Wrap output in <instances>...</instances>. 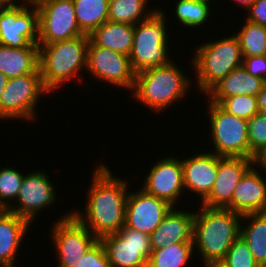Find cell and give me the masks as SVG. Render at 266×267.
Wrapping results in <instances>:
<instances>
[{"mask_svg":"<svg viewBox=\"0 0 266 267\" xmlns=\"http://www.w3.org/2000/svg\"><path fill=\"white\" fill-rule=\"evenodd\" d=\"M8 5L5 0H0V13Z\"/></svg>","mask_w":266,"mask_h":267,"instance_id":"obj_44","label":"cell"},{"mask_svg":"<svg viewBox=\"0 0 266 267\" xmlns=\"http://www.w3.org/2000/svg\"><path fill=\"white\" fill-rule=\"evenodd\" d=\"M178 66L172 60L168 65L137 73L131 96L136 102H140L157 114L167 107L170 108L175 102L183 100L193 85L191 78Z\"/></svg>","mask_w":266,"mask_h":267,"instance_id":"obj_4","label":"cell"},{"mask_svg":"<svg viewBox=\"0 0 266 267\" xmlns=\"http://www.w3.org/2000/svg\"><path fill=\"white\" fill-rule=\"evenodd\" d=\"M256 160L244 157L218 156L217 176L209 195L199 204L209 208H225L234 190Z\"/></svg>","mask_w":266,"mask_h":267,"instance_id":"obj_17","label":"cell"},{"mask_svg":"<svg viewBox=\"0 0 266 267\" xmlns=\"http://www.w3.org/2000/svg\"><path fill=\"white\" fill-rule=\"evenodd\" d=\"M8 4H11V3H19L20 1L21 2H25V0H5ZM17 1V2H16Z\"/></svg>","mask_w":266,"mask_h":267,"instance_id":"obj_45","label":"cell"},{"mask_svg":"<svg viewBox=\"0 0 266 267\" xmlns=\"http://www.w3.org/2000/svg\"><path fill=\"white\" fill-rule=\"evenodd\" d=\"M52 228L50 237L56 248L58 267H76L80 257L99 240L71 211L60 216Z\"/></svg>","mask_w":266,"mask_h":267,"instance_id":"obj_9","label":"cell"},{"mask_svg":"<svg viewBox=\"0 0 266 267\" xmlns=\"http://www.w3.org/2000/svg\"><path fill=\"white\" fill-rule=\"evenodd\" d=\"M243 67L250 75L266 81V55L243 57Z\"/></svg>","mask_w":266,"mask_h":267,"instance_id":"obj_36","label":"cell"},{"mask_svg":"<svg viewBox=\"0 0 266 267\" xmlns=\"http://www.w3.org/2000/svg\"><path fill=\"white\" fill-rule=\"evenodd\" d=\"M37 6L8 4L0 13V44L11 48L39 47Z\"/></svg>","mask_w":266,"mask_h":267,"instance_id":"obj_10","label":"cell"},{"mask_svg":"<svg viewBox=\"0 0 266 267\" xmlns=\"http://www.w3.org/2000/svg\"><path fill=\"white\" fill-rule=\"evenodd\" d=\"M255 0H233L236 5H240V7L247 9L254 3Z\"/></svg>","mask_w":266,"mask_h":267,"instance_id":"obj_42","label":"cell"},{"mask_svg":"<svg viewBox=\"0 0 266 267\" xmlns=\"http://www.w3.org/2000/svg\"><path fill=\"white\" fill-rule=\"evenodd\" d=\"M235 35L239 39L243 57L266 55V26L245 20Z\"/></svg>","mask_w":266,"mask_h":267,"instance_id":"obj_29","label":"cell"},{"mask_svg":"<svg viewBox=\"0 0 266 267\" xmlns=\"http://www.w3.org/2000/svg\"><path fill=\"white\" fill-rule=\"evenodd\" d=\"M80 31L90 35L108 21L109 0H72Z\"/></svg>","mask_w":266,"mask_h":267,"instance_id":"obj_26","label":"cell"},{"mask_svg":"<svg viewBox=\"0 0 266 267\" xmlns=\"http://www.w3.org/2000/svg\"><path fill=\"white\" fill-rule=\"evenodd\" d=\"M164 9L158 8L149 18L134 25V39L129 59L133 71L137 74L149 68L168 65L169 33ZM170 56V57H169Z\"/></svg>","mask_w":266,"mask_h":267,"instance_id":"obj_6","label":"cell"},{"mask_svg":"<svg viewBox=\"0 0 266 267\" xmlns=\"http://www.w3.org/2000/svg\"><path fill=\"white\" fill-rule=\"evenodd\" d=\"M141 188L148 194L165 200L173 207L184 196L182 159L177 156L164 157L155 161ZM177 203V204H176Z\"/></svg>","mask_w":266,"mask_h":267,"instance_id":"obj_15","label":"cell"},{"mask_svg":"<svg viewBox=\"0 0 266 267\" xmlns=\"http://www.w3.org/2000/svg\"><path fill=\"white\" fill-rule=\"evenodd\" d=\"M98 164L86 192V208L71 213L96 237L117 233L125 225L129 180L114 176L110 167Z\"/></svg>","mask_w":266,"mask_h":267,"instance_id":"obj_1","label":"cell"},{"mask_svg":"<svg viewBox=\"0 0 266 267\" xmlns=\"http://www.w3.org/2000/svg\"><path fill=\"white\" fill-rule=\"evenodd\" d=\"M193 243H174L151 251L147 267H186L193 257Z\"/></svg>","mask_w":266,"mask_h":267,"instance_id":"obj_28","label":"cell"},{"mask_svg":"<svg viewBox=\"0 0 266 267\" xmlns=\"http://www.w3.org/2000/svg\"><path fill=\"white\" fill-rule=\"evenodd\" d=\"M112 267H147L151 254L150 235L125 225L99 238Z\"/></svg>","mask_w":266,"mask_h":267,"instance_id":"obj_11","label":"cell"},{"mask_svg":"<svg viewBox=\"0 0 266 267\" xmlns=\"http://www.w3.org/2000/svg\"><path fill=\"white\" fill-rule=\"evenodd\" d=\"M249 158L256 160L266 150V114L257 113L247 120Z\"/></svg>","mask_w":266,"mask_h":267,"instance_id":"obj_32","label":"cell"},{"mask_svg":"<svg viewBox=\"0 0 266 267\" xmlns=\"http://www.w3.org/2000/svg\"><path fill=\"white\" fill-rule=\"evenodd\" d=\"M149 0H109L108 21L136 25L149 18L158 6L152 9Z\"/></svg>","mask_w":266,"mask_h":267,"instance_id":"obj_27","label":"cell"},{"mask_svg":"<svg viewBox=\"0 0 266 267\" xmlns=\"http://www.w3.org/2000/svg\"><path fill=\"white\" fill-rule=\"evenodd\" d=\"M219 105L229 114L249 120L258 111L257 98L251 95L232 96L224 98Z\"/></svg>","mask_w":266,"mask_h":267,"instance_id":"obj_33","label":"cell"},{"mask_svg":"<svg viewBox=\"0 0 266 267\" xmlns=\"http://www.w3.org/2000/svg\"><path fill=\"white\" fill-rule=\"evenodd\" d=\"M263 176L262 169L254 164L236 186L225 208L240 215L266 212V176Z\"/></svg>","mask_w":266,"mask_h":267,"instance_id":"obj_18","label":"cell"},{"mask_svg":"<svg viewBox=\"0 0 266 267\" xmlns=\"http://www.w3.org/2000/svg\"><path fill=\"white\" fill-rule=\"evenodd\" d=\"M47 93L50 94L39 68L31 74L8 79L0 100V119L35 120L39 99Z\"/></svg>","mask_w":266,"mask_h":267,"instance_id":"obj_8","label":"cell"},{"mask_svg":"<svg viewBox=\"0 0 266 267\" xmlns=\"http://www.w3.org/2000/svg\"><path fill=\"white\" fill-rule=\"evenodd\" d=\"M193 55L190 62L195 71V88L204 95L243 65L240 42L234 32L230 36L199 44Z\"/></svg>","mask_w":266,"mask_h":267,"instance_id":"obj_5","label":"cell"},{"mask_svg":"<svg viewBox=\"0 0 266 267\" xmlns=\"http://www.w3.org/2000/svg\"><path fill=\"white\" fill-rule=\"evenodd\" d=\"M201 265H203V267H228L223 260L207 261Z\"/></svg>","mask_w":266,"mask_h":267,"instance_id":"obj_40","label":"cell"},{"mask_svg":"<svg viewBox=\"0 0 266 267\" xmlns=\"http://www.w3.org/2000/svg\"><path fill=\"white\" fill-rule=\"evenodd\" d=\"M223 261L228 267H261L240 236L233 242Z\"/></svg>","mask_w":266,"mask_h":267,"instance_id":"obj_34","label":"cell"},{"mask_svg":"<svg viewBox=\"0 0 266 267\" xmlns=\"http://www.w3.org/2000/svg\"><path fill=\"white\" fill-rule=\"evenodd\" d=\"M173 208L165 200L146 193L142 188L129 190L125 226L151 235Z\"/></svg>","mask_w":266,"mask_h":267,"instance_id":"obj_16","label":"cell"},{"mask_svg":"<svg viewBox=\"0 0 266 267\" xmlns=\"http://www.w3.org/2000/svg\"><path fill=\"white\" fill-rule=\"evenodd\" d=\"M7 82H8V78L0 72V100L2 97V93L4 89L6 88Z\"/></svg>","mask_w":266,"mask_h":267,"instance_id":"obj_41","label":"cell"},{"mask_svg":"<svg viewBox=\"0 0 266 267\" xmlns=\"http://www.w3.org/2000/svg\"><path fill=\"white\" fill-rule=\"evenodd\" d=\"M210 151H202L182 160L185 192L188 189L199 196L201 202L209 195L217 176L218 155Z\"/></svg>","mask_w":266,"mask_h":267,"instance_id":"obj_19","label":"cell"},{"mask_svg":"<svg viewBox=\"0 0 266 267\" xmlns=\"http://www.w3.org/2000/svg\"><path fill=\"white\" fill-rule=\"evenodd\" d=\"M256 164L262 169V171L266 172V150L256 158Z\"/></svg>","mask_w":266,"mask_h":267,"instance_id":"obj_39","label":"cell"},{"mask_svg":"<svg viewBox=\"0 0 266 267\" xmlns=\"http://www.w3.org/2000/svg\"><path fill=\"white\" fill-rule=\"evenodd\" d=\"M31 223L4 209H0V267H15L16 256Z\"/></svg>","mask_w":266,"mask_h":267,"instance_id":"obj_21","label":"cell"},{"mask_svg":"<svg viewBox=\"0 0 266 267\" xmlns=\"http://www.w3.org/2000/svg\"><path fill=\"white\" fill-rule=\"evenodd\" d=\"M207 101L213 153L218 156L249 158L247 120L229 114L209 99Z\"/></svg>","mask_w":266,"mask_h":267,"instance_id":"obj_7","label":"cell"},{"mask_svg":"<svg viewBox=\"0 0 266 267\" xmlns=\"http://www.w3.org/2000/svg\"><path fill=\"white\" fill-rule=\"evenodd\" d=\"M240 237L246 242L255 261L266 267V212L242 215Z\"/></svg>","mask_w":266,"mask_h":267,"instance_id":"obj_25","label":"cell"},{"mask_svg":"<svg viewBox=\"0 0 266 267\" xmlns=\"http://www.w3.org/2000/svg\"><path fill=\"white\" fill-rule=\"evenodd\" d=\"M264 82L263 79L250 75L242 65L230 72L206 96L211 102L217 104L224 98L232 96L251 95L256 97Z\"/></svg>","mask_w":266,"mask_h":267,"instance_id":"obj_22","label":"cell"},{"mask_svg":"<svg viewBox=\"0 0 266 267\" xmlns=\"http://www.w3.org/2000/svg\"><path fill=\"white\" fill-rule=\"evenodd\" d=\"M39 68V47L11 48L0 44V72L8 79Z\"/></svg>","mask_w":266,"mask_h":267,"instance_id":"obj_23","label":"cell"},{"mask_svg":"<svg viewBox=\"0 0 266 267\" xmlns=\"http://www.w3.org/2000/svg\"><path fill=\"white\" fill-rule=\"evenodd\" d=\"M37 9L38 43H54L84 35L78 27L72 0H45Z\"/></svg>","mask_w":266,"mask_h":267,"instance_id":"obj_13","label":"cell"},{"mask_svg":"<svg viewBox=\"0 0 266 267\" xmlns=\"http://www.w3.org/2000/svg\"><path fill=\"white\" fill-rule=\"evenodd\" d=\"M246 11V19L254 24L266 26V0H255Z\"/></svg>","mask_w":266,"mask_h":267,"instance_id":"obj_37","label":"cell"},{"mask_svg":"<svg viewBox=\"0 0 266 267\" xmlns=\"http://www.w3.org/2000/svg\"><path fill=\"white\" fill-rule=\"evenodd\" d=\"M256 98L259 113L266 114V81L260 92L256 95Z\"/></svg>","mask_w":266,"mask_h":267,"instance_id":"obj_38","label":"cell"},{"mask_svg":"<svg viewBox=\"0 0 266 267\" xmlns=\"http://www.w3.org/2000/svg\"><path fill=\"white\" fill-rule=\"evenodd\" d=\"M173 207L150 235L151 250L174 243H193L194 212Z\"/></svg>","mask_w":266,"mask_h":267,"instance_id":"obj_20","label":"cell"},{"mask_svg":"<svg viewBox=\"0 0 266 267\" xmlns=\"http://www.w3.org/2000/svg\"><path fill=\"white\" fill-rule=\"evenodd\" d=\"M56 192L46 171H31L24 175L16 205L7 210L33 224L39 212L55 204L58 196Z\"/></svg>","mask_w":266,"mask_h":267,"instance_id":"obj_14","label":"cell"},{"mask_svg":"<svg viewBox=\"0 0 266 267\" xmlns=\"http://www.w3.org/2000/svg\"><path fill=\"white\" fill-rule=\"evenodd\" d=\"M211 4L195 0H177L175 3L176 20L187 28H197L209 22L212 14Z\"/></svg>","mask_w":266,"mask_h":267,"instance_id":"obj_30","label":"cell"},{"mask_svg":"<svg viewBox=\"0 0 266 267\" xmlns=\"http://www.w3.org/2000/svg\"><path fill=\"white\" fill-rule=\"evenodd\" d=\"M45 0H25V2L28 4V5H34V6H37L39 3L43 2Z\"/></svg>","mask_w":266,"mask_h":267,"instance_id":"obj_43","label":"cell"},{"mask_svg":"<svg viewBox=\"0 0 266 267\" xmlns=\"http://www.w3.org/2000/svg\"><path fill=\"white\" fill-rule=\"evenodd\" d=\"M199 206L193 221L194 251H198L203 263L223 260L240 236L242 215L226 208Z\"/></svg>","mask_w":266,"mask_h":267,"instance_id":"obj_2","label":"cell"},{"mask_svg":"<svg viewBox=\"0 0 266 267\" xmlns=\"http://www.w3.org/2000/svg\"><path fill=\"white\" fill-rule=\"evenodd\" d=\"M76 267H112L100 240L84 256L80 257Z\"/></svg>","mask_w":266,"mask_h":267,"instance_id":"obj_35","label":"cell"},{"mask_svg":"<svg viewBox=\"0 0 266 267\" xmlns=\"http://www.w3.org/2000/svg\"><path fill=\"white\" fill-rule=\"evenodd\" d=\"M89 35H81L54 43H38L39 69L45 88L51 93L72 79L84 81ZM79 76V77H78Z\"/></svg>","mask_w":266,"mask_h":267,"instance_id":"obj_3","label":"cell"},{"mask_svg":"<svg viewBox=\"0 0 266 267\" xmlns=\"http://www.w3.org/2000/svg\"><path fill=\"white\" fill-rule=\"evenodd\" d=\"M195 1H199V2H204V3L210 4L214 0H195Z\"/></svg>","mask_w":266,"mask_h":267,"instance_id":"obj_46","label":"cell"},{"mask_svg":"<svg viewBox=\"0 0 266 267\" xmlns=\"http://www.w3.org/2000/svg\"><path fill=\"white\" fill-rule=\"evenodd\" d=\"M134 39V25L106 21L89 35L96 46L129 56Z\"/></svg>","mask_w":266,"mask_h":267,"instance_id":"obj_24","label":"cell"},{"mask_svg":"<svg viewBox=\"0 0 266 267\" xmlns=\"http://www.w3.org/2000/svg\"><path fill=\"white\" fill-rule=\"evenodd\" d=\"M24 175L11 166L0 168V209L7 210L15 204Z\"/></svg>","mask_w":266,"mask_h":267,"instance_id":"obj_31","label":"cell"},{"mask_svg":"<svg viewBox=\"0 0 266 267\" xmlns=\"http://www.w3.org/2000/svg\"><path fill=\"white\" fill-rule=\"evenodd\" d=\"M86 72L99 82H108L114 87L133 91L136 73L131 67L129 56L96 46L90 40L87 47Z\"/></svg>","mask_w":266,"mask_h":267,"instance_id":"obj_12","label":"cell"}]
</instances>
